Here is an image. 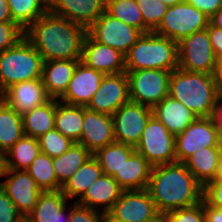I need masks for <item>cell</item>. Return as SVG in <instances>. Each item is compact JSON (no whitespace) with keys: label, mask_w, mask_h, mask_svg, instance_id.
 <instances>
[{"label":"cell","mask_w":222,"mask_h":222,"mask_svg":"<svg viewBox=\"0 0 222 222\" xmlns=\"http://www.w3.org/2000/svg\"><path fill=\"white\" fill-rule=\"evenodd\" d=\"M87 34L100 44L126 55L143 32L104 12L88 29Z\"/></svg>","instance_id":"cell-11"},{"label":"cell","mask_w":222,"mask_h":222,"mask_svg":"<svg viewBox=\"0 0 222 222\" xmlns=\"http://www.w3.org/2000/svg\"><path fill=\"white\" fill-rule=\"evenodd\" d=\"M70 222H100V211L82 206L76 202L70 206Z\"/></svg>","instance_id":"cell-41"},{"label":"cell","mask_w":222,"mask_h":222,"mask_svg":"<svg viewBox=\"0 0 222 222\" xmlns=\"http://www.w3.org/2000/svg\"><path fill=\"white\" fill-rule=\"evenodd\" d=\"M91 156L92 153L85 146L74 142L64 154L53 158L57 181L63 186Z\"/></svg>","instance_id":"cell-32"},{"label":"cell","mask_w":222,"mask_h":222,"mask_svg":"<svg viewBox=\"0 0 222 222\" xmlns=\"http://www.w3.org/2000/svg\"><path fill=\"white\" fill-rule=\"evenodd\" d=\"M222 155L221 147H207L196 151L184 164L194 177L204 186L213 180L217 164Z\"/></svg>","instance_id":"cell-28"},{"label":"cell","mask_w":222,"mask_h":222,"mask_svg":"<svg viewBox=\"0 0 222 222\" xmlns=\"http://www.w3.org/2000/svg\"><path fill=\"white\" fill-rule=\"evenodd\" d=\"M5 176L7 179L5 182H0V188L8 195L18 211L27 216L42 191L25 170L3 169L0 178Z\"/></svg>","instance_id":"cell-13"},{"label":"cell","mask_w":222,"mask_h":222,"mask_svg":"<svg viewBox=\"0 0 222 222\" xmlns=\"http://www.w3.org/2000/svg\"><path fill=\"white\" fill-rule=\"evenodd\" d=\"M106 9V0H49V10L56 16L88 29Z\"/></svg>","instance_id":"cell-19"},{"label":"cell","mask_w":222,"mask_h":222,"mask_svg":"<svg viewBox=\"0 0 222 222\" xmlns=\"http://www.w3.org/2000/svg\"><path fill=\"white\" fill-rule=\"evenodd\" d=\"M81 62L105 75L125 72V55L110 46L100 44L88 34L83 43Z\"/></svg>","instance_id":"cell-18"},{"label":"cell","mask_w":222,"mask_h":222,"mask_svg":"<svg viewBox=\"0 0 222 222\" xmlns=\"http://www.w3.org/2000/svg\"><path fill=\"white\" fill-rule=\"evenodd\" d=\"M171 222H206L202 202L168 212Z\"/></svg>","instance_id":"cell-39"},{"label":"cell","mask_w":222,"mask_h":222,"mask_svg":"<svg viewBox=\"0 0 222 222\" xmlns=\"http://www.w3.org/2000/svg\"><path fill=\"white\" fill-rule=\"evenodd\" d=\"M22 217L8 195L0 188V222H18Z\"/></svg>","instance_id":"cell-42"},{"label":"cell","mask_w":222,"mask_h":222,"mask_svg":"<svg viewBox=\"0 0 222 222\" xmlns=\"http://www.w3.org/2000/svg\"><path fill=\"white\" fill-rule=\"evenodd\" d=\"M135 152V147L114 142L98 149L92 154L102 168L103 174L113 176L116 172H120L125 161Z\"/></svg>","instance_id":"cell-33"},{"label":"cell","mask_w":222,"mask_h":222,"mask_svg":"<svg viewBox=\"0 0 222 222\" xmlns=\"http://www.w3.org/2000/svg\"><path fill=\"white\" fill-rule=\"evenodd\" d=\"M82 127L83 106L67 104L56 99L54 128L73 142H79Z\"/></svg>","instance_id":"cell-26"},{"label":"cell","mask_w":222,"mask_h":222,"mask_svg":"<svg viewBox=\"0 0 222 222\" xmlns=\"http://www.w3.org/2000/svg\"><path fill=\"white\" fill-rule=\"evenodd\" d=\"M213 82L219 99H222V62L217 60L212 72Z\"/></svg>","instance_id":"cell-47"},{"label":"cell","mask_w":222,"mask_h":222,"mask_svg":"<svg viewBox=\"0 0 222 222\" xmlns=\"http://www.w3.org/2000/svg\"><path fill=\"white\" fill-rule=\"evenodd\" d=\"M87 29L50 10L33 22L24 37L34 46L43 62L81 60Z\"/></svg>","instance_id":"cell-1"},{"label":"cell","mask_w":222,"mask_h":222,"mask_svg":"<svg viewBox=\"0 0 222 222\" xmlns=\"http://www.w3.org/2000/svg\"><path fill=\"white\" fill-rule=\"evenodd\" d=\"M213 180H222V155L217 164V172Z\"/></svg>","instance_id":"cell-52"},{"label":"cell","mask_w":222,"mask_h":222,"mask_svg":"<svg viewBox=\"0 0 222 222\" xmlns=\"http://www.w3.org/2000/svg\"><path fill=\"white\" fill-rule=\"evenodd\" d=\"M40 151L51 158L64 154L74 143L70 138L63 136L55 128L38 138Z\"/></svg>","instance_id":"cell-37"},{"label":"cell","mask_w":222,"mask_h":222,"mask_svg":"<svg viewBox=\"0 0 222 222\" xmlns=\"http://www.w3.org/2000/svg\"><path fill=\"white\" fill-rule=\"evenodd\" d=\"M115 142L112 115L96 112L83 106V127L78 143L92 154Z\"/></svg>","instance_id":"cell-16"},{"label":"cell","mask_w":222,"mask_h":222,"mask_svg":"<svg viewBox=\"0 0 222 222\" xmlns=\"http://www.w3.org/2000/svg\"><path fill=\"white\" fill-rule=\"evenodd\" d=\"M208 24L207 15L184 1L169 7L153 32L179 42L194 32L206 29Z\"/></svg>","instance_id":"cell-7"},{"label":"cell","mask_w":222,"mask_h":222,"mask_svg":"<svg viewBox=\"0 0 222 222\" xmlns=\"http://www.w3.org/2000/svg\"><path fill=\"white\" fill-rule=\"evenodd\" d=\"M40 152L38 139L24 135L3 155V169L26 171Z\"/></svg>","instance_id":"cell-30"},{"label":"cell","mask_w":222,"mask_h":222,"mask_svg":"<svg viewBox=\"0 0 222 222\" xmlns=\"http://www.w3.org/2000/svg\"><path fill=\"white\" fill-rule=\"evenodd\" d=\"M52 162L53 158L40 152L26 170L41 191H55L62 188L57 181Z\"/></svg>","instance_id":"cell-36"},{"label":"cell","mask_w":222,"mask_h":222,"mask_svg":"<svg viewBox=\"0 0 222 222\" xmlns=\"http://www.w3.org/2000/svg\"><path fill=\"white\" fill-rule=\"evenodd\" d=\"M105 12L125 22L143 33L152 32L143 21L141 10L136 0H106Z\"/></svg>","instance_id":"cell-35"},{"label":"cell","mask_w":222,"mask_h":222,"mask_svg":"<svg viewBox=\"0 0 222 222\" xmlns=\"http://www.w3.org/2000/svg\"><path fill=\"white\" fill-rule=\"evenodd\" d=\"M2 22H13L8 0H0V23Z\"/></svg>","instance_id":"cell-49"},{"label":"cell","mask_w":222,"mask_h":222,"mask_svg":"<svg viewBox=\"0 0 222 222\" xmlns=\"http://www.w3.org/2000/svg\"><path fill=\"white\" fill-rule=\"evenodd\" d=\"M12 20L23 31L49 11V0H8Z\"/></svg>","instance_id":"cell-34"},{"label":"cell","mask_w":222,"mask_h":222,"mask_svg":"<svg viewBox=\"0 0 222 222\" xmlns=\"http://www.w3.org/2000/svg\"><path fill=\"white\" fill-rule=\"evenodd\" d=\"M221 139L211 117H197L183 132L175 136L176 161L184 163L203 148L221 147Z\"/></svg>","instance_id":"cell-10"},{"label":"cell","mask_w":222,"mask_h":222,"mask_svg":"<svg viewBox=\"0 0 222 222\" xmlns=\"http://www.w3.org/2000/svg\"><path fill=\"white\" fill-rule=\"evenodd\" d=\"M217 58L207 29L194 32L178 42V68L212 74Z\"/></svg>","instance_id":"cell-9"},{"label":"cell","mask_w":222,"mask_h":222,"mask_svg":"<svg viewBox=\"0 0 222 222\" xmlns=\"http://www.w3.org/2000/svg\"><path fill=\"white\" fill-rule=\"evenodd\" d=\"M151 170L152 165L135 151L112 177L123 190H142L147 189Z\"/></svg>","instance_id":"cell-25"},{"label":"cell","mask_w":222,"mask_h":222,"mask_svg":"<svg viewBox=\"0 0 222 222\" xmlns=\"http://www.w3.org/2000/svg\"><path fill=\"white\" fill-rule=\"evenodd\" d=\"M135 151L152 166L177 162L175 135L171 134L154 115L149 118Z\"/></svg>","instance_id":"cell-8"},{"label":"cell","mask_w":222,"mask_h":222,"mask_svg":"<svg viewBox=\"0 0 222 222\" xmlns=\"http://www.w3.org/2000/svg\"><path fill=\"white\" fill-rule=\"evenodd\" d=\"M152 113L175 136L183 132L197 118L183 103L170 96L152 108Z\"/></svg>","instance_id":"cell-24"},{"label":"cell","mask_w":222,"mask_h":222,"mask_svg":"<svg viewBox=\"0 0 222 222\" xmlns=\"http://www.w3.org/2000/svg\"><path fill=\"white\" fill-rule=\"evenodd\" d=\"M67 201L61 189L42 191L37 203L27 216L32 222H70V210L65 214Z\"/></svg>","instance_id":"cell-23"},{"label":"cell","mask_w":222,"mask_h":222,"mask_svg":"<svg viewBox=\"0 0 222 222\" xmlns=\"http://www.w3.org/2000/svg\"><path fill=\"white\" fill-rule=\"evenodd\" d=\"M100 222H122V221L115 219L109 213H102Z\"/></svg>","instance_id":"cell-53"},{"label":"cell","mask_w":222,"mask_h":222,"mask_svg":"<svg viewBox=\"0 0 222 222\" xmlns=\"http://www.w3.org/2000/svg\"><path fill=\"white\" fill-rule=\"evenodd\" d=\"M143 17L144 24L154 31L161 23L169 6L160 0H136Z\"/></svg>","instance_id":"cell-38"},{"label":"cell","mask_w":222,"mask_h":222,"mask_svg":"<svg viewBox=\"0 0 222 222\" xmlns=\"http://www.w3.org/2000/svg\"><path fill=\"white\" fill-rule=\"evenodd\" d=\"M147 191L159 213L190 207L203 200V185L179 162L152 166Z\"/></svg>","instance_id":"cell-2"},{"label":"cell","mask_w":222,"mask_h":222,"mask_svg":"<svg viewBox=\"0 0 222 222\" xmlns=\"http://www.w3.org/2000/svg\"><path fill=\"white\" fill-rule=\"evenodd\" d=\"M152 115L151 108L130 100L119 107L112 114L115 142L136 147Z\"/></svg>","instance_id":"cell-12"},{"label":"cell","mask_w":222,"mask_h":222,"mask_svg":"<svg viewBox=\"0 0 222 222\" xmlns=\"http://www.w3.org/2000/svg\"><path fill=\"white\" fill-rule=\"evenodd\" d=\"M24 37V31L14 22L0 23V53Z\"/></svg>","instance_id":"cell-40"},{"label":"cell","mask_w":222,"mask_h":222,"mask_svg":"<svg viewBox=\"0 0 222 222\" xmlns=\"http://www.w3.org/2000/svg\"><path fill=\"white\" fill-rule=\"evenodd\" d=\"M148 222H171L168 213H158Z\"/></svg>","instance_id":"cell-51"},{"label":"cell","mask_w":222,"mask_h":222,"mask_svg":"<svg viewBox=\"0 0 222 222\" xmlns=\"http://www.w3.org/2000/svg\"><path fill=\"white\" fill-rule=\"evenodd\" d=\"M3 97V94L1 93V90H0V100L2 99Z\"/></svg>","instance_id":"cell-57"},{"label":"cell","mask_w":222,"mask_h":222,"mask_svg":"<svg viewBox=\"0 0 222 222\" xmlns=\"http://www.w3.org/2000/svg\"><path fill=\"white\" fill-rule=\"evenodd\" d=\"M210 37L213 51L218 60L222 58V29L213 26L210 22L206 28Z\"/></svg>","instance_id":"cell-45"},{"label":"cell","mask_w":222,"mask_h":222,"mask_svg":"<svg viewBox=\"0 0 222 222\" xmlns=\"http://www.w3.org/2000/svg\"><path fill=\"white\" fill-rule=\"evenodd\" d=\"M3 171V156L0 154V176L2 174Z\"/></svg>","instance_id":"cell-55"},{"label":"cell","mask_w":222,"mask_h":222,"mask_svg":"<svg viewBox=\"0 0 222 222\" xmlns=\"http://www.w3.org/2000/svg\"><path fill=\"white\" fill-rule=\"evenodd\" d=\"M186 2L202 11L209 18L222 7V0H186Z\"/></svg>","instance_id":"cell-44"},{"label":"cell","mask_w":222,"mask_h":222,"mask_svg":"<svg viewBox=\"0 0 222 222\" xmlns=\"http://www.w3.org/2000/svg\"><path fill=\"white\" fill-rule=\"evenodd\" d=\"M209 22L218 28L222 29V7L209 18Z\"/></svg>","instance_id":"cell-50"},{"label":"cell","mask_w":222,"mask_h":222,"mask_svg":"<svg viewBox=\"0 0 222 222\" xmlns=\"http://www.w3.org/2000/svg\"><path fill=\"white\" fill-rule=\"evenodd\" d=\"M24 136L22 115L0 100V154L3 156Z\"/></svg>","instance_id":"cell-29"},{"label":"cell","mask_w":222,"mask_h":222,"mask_svg":"<svg viewBox=\"0 0 222 222\" xmlns=\"http://www.w3.org/2000/svg\"><path fill=\"white\" fill-rule=\"evenodd\" d=\"M103 174L97 159L92 155L62 186L61 191L65 197L73 199L88 189V187Z\"/></svg>","instance_id":"cell-31"},{"label":"cell","mask_w":222,"mask_h":222,"mask_svg":"<svg viewBox=\"0 0 222 222\" xmlns=\"http://www.w3.org/2000/svg\"><path fill=\"white\" fill-rule=\"evenodd\" d=\"M43 60L34 46L23 37L0 53V90L3 94L13 84L42 78Z\"/></svg>","instance_id":"cell-5"},{"label":"cell","mask_w":222,"mask_h":222,"mask_svg":"<svg viewBox=\"0 0 222 222\" xmlns=\"http://www.w3.org/2000/svg\"><path fill=\"white\" fill-rule=\"evenodd\" d=\"M2 99L20 115L45 104L48 96L42 79L22 81L13 84L4 93Z\"/></svg>","instance_id":"cell-20"},{"label":"cell","mask_w":222,"mask_h":222,"mask_svg":"<svg viewBox=\"0 0 222 222\" xmlns=\"http://www.w3.org/2000/svg\"><path fill=\"white\" fill-rule=\"evenodd\" d=\"M203 211L205 214L206 222H222V209L209 205L204 199Z\"/></svg>","instance_id":"cell-46"},{"label":"cell","mask_w":222,"mask_h":222,"mask_svg":"<svg viewBox=\"0 0 222 222\" xmlns=\"http://www.w3.org/2000/svg\"><path fill=\"white\" fill-rule=\"evenodd\" d=\"M18 222H32L28 216H23Z\"/></svg>","instance_id":"cell-56"},{"label":"cell","mask_w":222,"mask_h":222,"mask_svg":"<svg viewBox=\"0 0 222 222\" xmlns=\"http://www.w3.org/2000/svg\"><path fill=\"white\" fill-rule=\"evenodd\" d=\"M162 3L168 5L169 7L174 6L178 3L184 2L186 0H160Z\"/></svg>","instance_id":"cell-54"},{"label":"cell","mask_w":222,"mask_h":222,"mask_svg":"<svg viewBox=\"0 0 222 222\" xmlns=\"http://www.w3.org/2000/svg\"><path fill=\"white\" fill-rule=\"evenodd\" d=\"M104 75L103 72L94 70L79 61L60 101L71 105L87 106L99 89Z\"/></svg>","instance_id":"cell-17"},{"label":"cell","mask_w":222,"mask_h":222,"mask_svg":"<svg viewBox=\"0 0 222 222\" xmlns=\"http://www.w3.org/2000/svg\"><path fill=\"white\" fill-rule=\"evenodd\" d=\"M203 199L211 206L222 209V180H211L203 186Z\"/></svg>","instance_id":"cell-43"},{"label":"cell","mask_w":222,"mask_h":222,"mask_svg":"<svg viewBox=\"0 0 222 222\" xmlns=\"http://www.w3.org/2000/svg\"><path fill=\"white\" fill-rule=\"evenodd\" d=\"M129 100L126 72L107 74L102 78L99 89L86 107L96 112L112 115Z\"/></svg>","instance_id":"cell-15"},{"label":"cell","mask_w":222,"mask_h":222,"mask_svg":"<svg viewBox=\"0 0 222 222\" xmlns=\"http://www.w3.org/2000/svg\"><path fill=\"white\" fill-rule=\"evenodd\" d=\"M222 99H219L216 103L211 119L213 120L214 125L218 129L220 136L222 137Z\"/></svg>","instance_id":"cell-48"},{"label":"cell","mask_w":222,"mask_h":222,"mask_svg":"<svg viewBox=\"0 0 222 222\" xmlns=\"http://www.w3.org/2000/svg\"><path fill=\"white\" fill-rule=\"evenodd\" d=\"M122 192L123 189L112 176L102 174L75 202L96 211H100L98 206H102V213H108Z\"/></svg>","instance_id":"cell-21"},{"label":"cell","mask_w":222,"mask_h":222,"mask_svg":"<svg viewBox=\"0 0 222 222\" xmlns=\"http://www.w3.org/2000/svg\"><path fill=\"white\" fill-rule=\"evenodd\" d=\"M108 213L122 222H148L159 211L147 189H142L123 190Z\"/></svg>","instance_id":"cell-14"},{"label":"cell","mask_w":222,"mask_h":222,"mask_svg":"<svg viewBox=\"0 0 222 222\" xmlns=\"http://www.w3.org/2000/svg\"><path fill=\"white\" fill-rule=\"evenodd\" d=\"M125 72L128 77L130 101L152 109L169 96V80L172 71L141 69Z\"/></svg>","instance_id":"cell-6"},{"label":"cell","mask_w":222,"mask_h":222,"mask_svg":"<svg viewBox=\"0 0 222 222\" xmlns=\"http://www.w3.org/2000/svg\"><path fill=\"white\" fill-rule=\"evenodd\" d=\"M169 96L183 103L197 117H211L219 100L212 74L180 68L171 73Z\"/></svg>","instance_id":"cell-3"},{"label":"cell","mask_w":222,"mask_h":222,"mask_svg":"<svg viewBox=\"0 0 222 222\" xmlns=\"http://www.w3.org/2000/svg\"><path fill=\"white\" fill-rule=\"evenodd\" d=\"M56 99H50L43 105L33 108L22 115L24 135L40 138L54 129Z\"/></svg>","instance_id":"cell-27"},{"label":"cell","mask_w":222,"mask_h":222,"mask_svg":"<svg viewBox=\"0 0 222 222\" xmlns=\"http://www.w3.org/2000/svg\"><path fill=\"white\" fill-rule=\"evenodd\" d=\"M141 69H178V42L153 31L143 33L125 55V71Z\"/></svg>","instance_id":"cell-4"},{"label":"cell","mask_w":222,"mask_h":222,"mask_svg":"<svg viewBox=\"0 0 222 222\" xmlns=\"http://www.w3.org/2000/svg\"><path fill=\"white\" fill-rule=\"evenodd\" d=\"M81 60H51L42 65V82L48 96L58 99L66 92L73 72Z\"/></svg>","instance_id":"cell-22"}]
</instances>
